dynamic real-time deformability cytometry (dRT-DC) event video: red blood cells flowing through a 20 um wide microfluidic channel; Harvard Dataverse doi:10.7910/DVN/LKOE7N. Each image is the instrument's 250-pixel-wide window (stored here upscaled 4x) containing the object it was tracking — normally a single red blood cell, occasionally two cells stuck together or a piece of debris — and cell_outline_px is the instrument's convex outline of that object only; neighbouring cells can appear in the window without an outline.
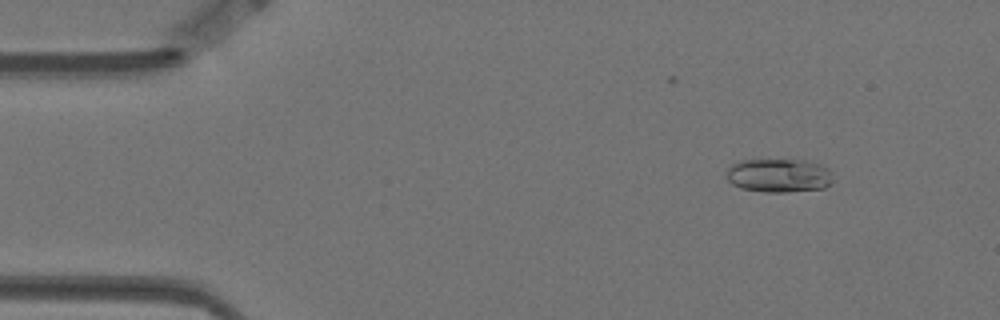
{"species": "Egyptian fruit bat (a non-hibernating species)", "species_latin": "Rousettus aegyptiacus", "temperature_condition": "warm", "stored_images_in_passage": 30, "camera_frame_rate_fps": 3000, "um_per_image_px": 0.085, "animal": {"sex": "female"}, "frame": {"image": 1, "passage_image": 6, "time_ms": 1.667, "image_size_px": [1000, 320], "cell_outline_px": [[832, 172], [828, 184], [824, 188], [788, 192], [764, 192], [740, 188], [732, 184], [728, 180], [728, 168], [732, 164], [744, 160], [804, 160], [820, 164], [828, 168]], "centroid_in_image_um": [66.2, 14.92], "position_along_channel_um": 18.8, "area_um2": 20.75}}
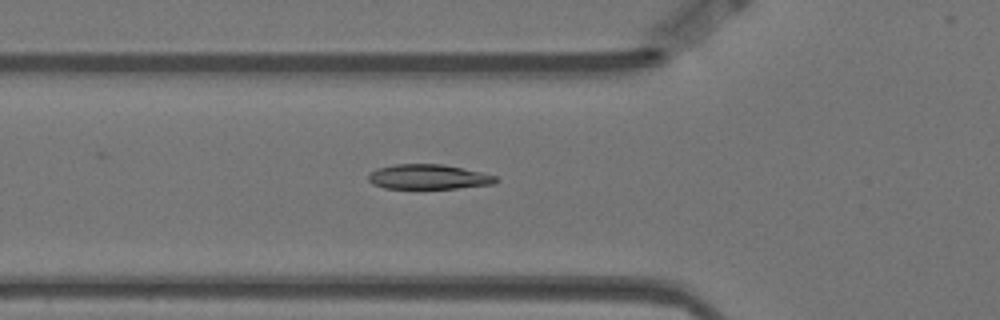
{"frame": {"image": 2, "passage_image": 19, "time_ms": 6.0, "image_size_px": [1000, 320], "cell_outline_px": [[500, 180], [496, 184], [456, 188], [384, 188], [372, 184], [368, 180], [368, 172], [376, 168], [396, 164], [444, 164], [480, 172], [496, 176]], "centroid_in_image_um": [36.4, 15.03], "position_along_channel_um": 89.4, "area_um2": 18.55}}
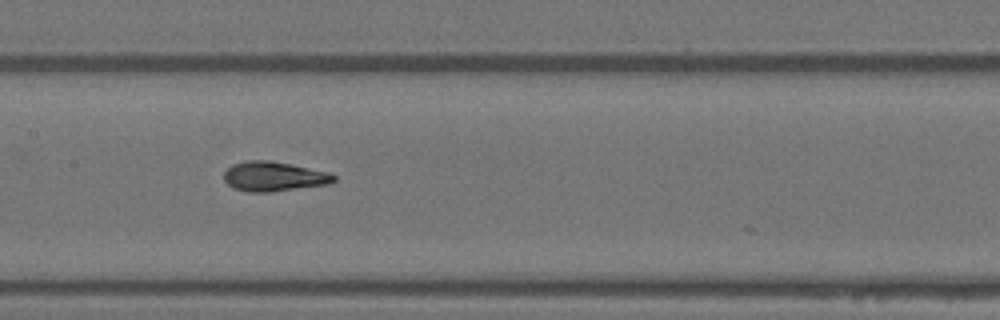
{"frame": {"image": 3, "passage_image": 27, "time_ms": 8.667, "image_size_px": [1000, 320], "cell_outline_px": [[336, 180], [328, 184], [268, 192], [248, 192], [232, 188], [224, 180], [224, 172], [232, 164], [248, 160], [268, 160], [292, 164], [328, 172], [336, 176]], "centroid_in_image_um": [23.25, 14.99], "position_along_channel_um": 184.1, "area_um2": 18.96}}